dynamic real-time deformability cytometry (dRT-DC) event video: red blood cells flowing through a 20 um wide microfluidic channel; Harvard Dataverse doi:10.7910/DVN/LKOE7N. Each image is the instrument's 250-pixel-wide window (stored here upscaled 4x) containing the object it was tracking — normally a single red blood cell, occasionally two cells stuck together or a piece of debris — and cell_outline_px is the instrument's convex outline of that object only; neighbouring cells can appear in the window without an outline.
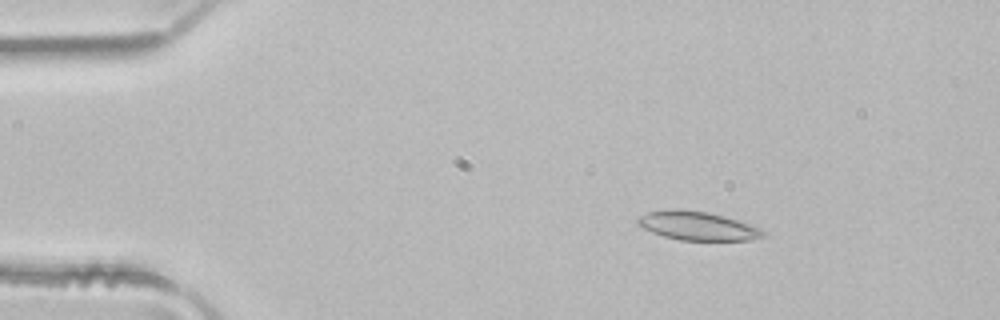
{"species": "common noctule bat (a hibernating species)", "species_latin": "Nyctalus noctula", "temperature_condition": "room temperature", "stored_images_in_passage": 3, "camera_frame_rate_fps": 3000, "um_per_image_px": 0.085, "animal": {"sex": "male", "body_mass_g": 21.5, "forearm_length_mm": 52.0}, "frame": {"image": 1, "passage_image": 2, "time_ms": 0.333, "image_size_px": [1000, 320], "cell_outline_px": [[768, 232], [764, 236], [752, 240], [680, 240], [664, 236], [652, 232], [636, 224], [636, 220], [640, 216], [648, 212], [672, 208], [680, 208], [708, 212], [724, 216], [760, 228]], "centroid_in_image_um": [59.28, 19.19], "position_along_channel_um": 25.7, "area_um2": 21.04}}
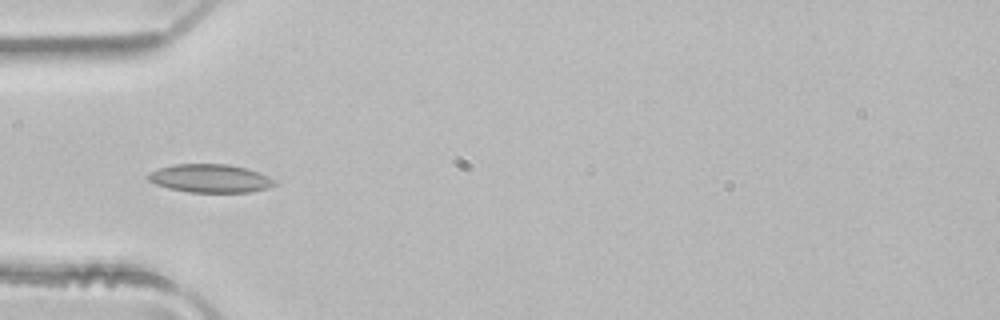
{"frame": {"image": 2, "passage_image": 3, "time_ms": 0.667, "image_size_px": [1000, 320], "cell_outline_px": [[276, 184], [268, 188], [248, 192], [188, 192], [168, 188], [156, 184], [148, 180], [148, 172], [172, 164], [228, 164], [248, 168], [268, 176], [276, 180]], "centroid_in_image_um": [17.87, 15.16], "position_along_channel_um": 67.1, "area_um2": 20.92}}